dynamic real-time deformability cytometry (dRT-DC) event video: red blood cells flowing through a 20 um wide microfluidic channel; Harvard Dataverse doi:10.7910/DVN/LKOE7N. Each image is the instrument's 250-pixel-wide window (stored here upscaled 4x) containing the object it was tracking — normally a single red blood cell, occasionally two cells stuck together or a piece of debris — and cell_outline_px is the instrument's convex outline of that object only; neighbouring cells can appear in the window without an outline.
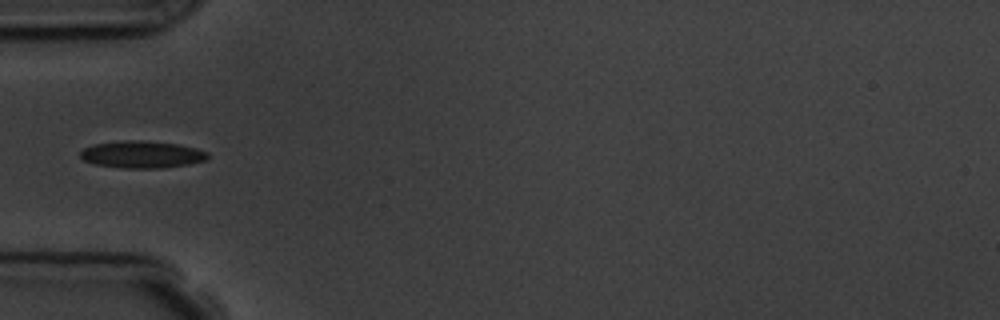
{"species": "common noctule bat (a hibernating species)", "species_latin": "Nyctalus noctula", "temperature_condition": "room temperature", "stored_images_in_passage": 2, "camera_frame_rate_fps": 3000, "um_per_image_px": 0.085, "animal": {"sex": "male", "body_mass_g": 19.5, "forearm_length_mm": 54.6}, "frame": {"image": 1, "passage_image": 1, "time_ms": 0.0, "image_size_px": [1000, 320], "cell_outline_px": [[208, 160], [188, 164], [164, 168], [124, 168], [96, 164], [84, 160], [80, 156], [80, 152], [84, 148], [92, 144], [124, 140], [140, 140], [176, 144], [196, 148], [208, 152]], "centroid_in_image_um": [12.07, 13.13], "position_along_channel_um": 72.9, "area_um2": 20.11}}